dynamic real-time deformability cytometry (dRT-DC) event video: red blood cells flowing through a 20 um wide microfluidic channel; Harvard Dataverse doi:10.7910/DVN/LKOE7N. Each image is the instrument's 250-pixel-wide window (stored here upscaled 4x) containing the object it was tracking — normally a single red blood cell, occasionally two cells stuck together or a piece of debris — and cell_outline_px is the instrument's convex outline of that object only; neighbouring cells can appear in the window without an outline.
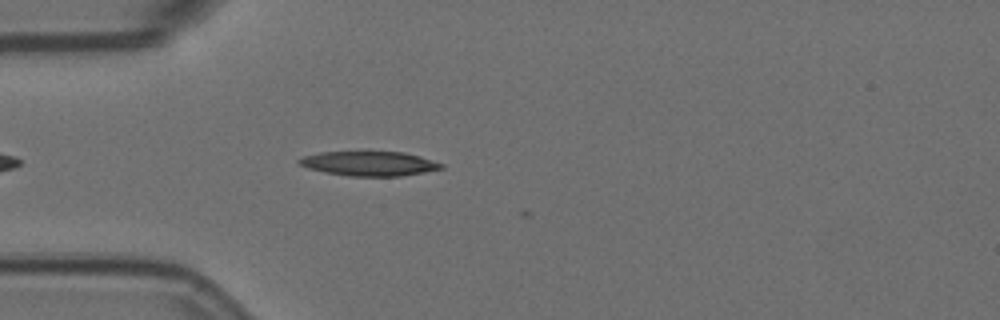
{"species": "Egyptian fruit bat (a non-hibernating species)", "species_latin": "Rousettus aegyptiacus", "temperature_condition": "room temperature", "stored_images_in_passage": 7, "camera_frame_rate_fps": 3000, "um_per_image_px": 0.085, "animal": {"sex": "female"}, "frame": {"image": 1, "passage_image": 2, "time_ms": 0.333, "image_size_px": [1000, 320], "cell_outline_px": [[444, 168], [424, 172], [400, 176], [348, 176], [324, 172], [308, 168], [300, 164], [296, 160], [304, 156], [320, 152], [404, 152], [420, 156], [444, 164]], "centroid_in_image_um": [31.39, 13.9], "position_along_channel_um": 53.6, "area_um2": 20.23}}
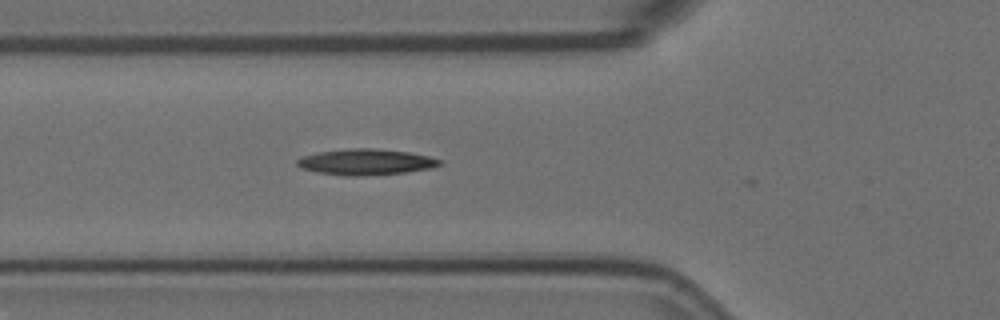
{"frame": {"image": 2, "passage_image": 6, "time_ms": 1.667, "image_size_px": [1000, 320], "cell_outline_px": [[444, 164], [432, 168], [404, 172], [356, 176], [348, 176], [316, 172], [300, 168], [296, 164], [296, 160], [304, 156], [320, 152], [352, 148], [372, 148], [408, 152], [428, 156], [444, 160]], "centroid_in_image_um": [31.13, 13.77], "position_along_channel_um": 94.7, "area_um2": 21.44}}